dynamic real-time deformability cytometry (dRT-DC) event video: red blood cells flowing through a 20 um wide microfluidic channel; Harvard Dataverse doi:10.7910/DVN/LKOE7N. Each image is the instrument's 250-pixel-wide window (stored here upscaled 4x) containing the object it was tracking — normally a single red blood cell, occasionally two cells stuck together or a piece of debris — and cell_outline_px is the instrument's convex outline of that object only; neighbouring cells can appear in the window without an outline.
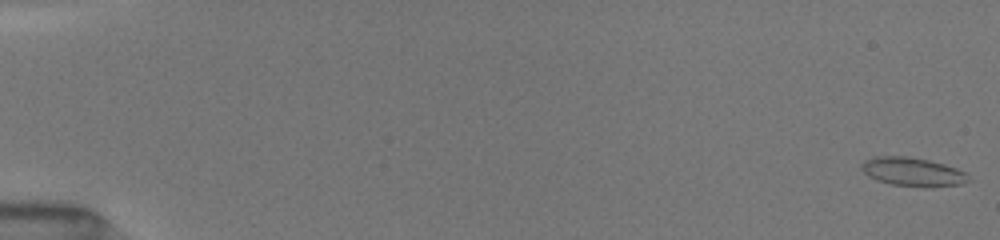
{"species": "common noctule bat (a hibernating species)", "species_latin": "Nyctalus noctula", "temperature_condition": "room temperature", "stored_images_in_passage": 113, "camera_frame_rate_fps": 3000, "um_per_image_px": 0.085, "animal": {"sex": "female", "body_mass_g": 19.5, "forearm_length_mm": 54.1}, "frame": {"image": 1, "passage_image": 1, "time_ms": 0.0, "image_size_px": [1000, 240], "cell_outline_px": [[972, 180], [960, 184], [928, 188], [924, 188], [892, 184], [876, 180], [868, 176], [860, 168], [868, 160], [876, 156], [904, 156], [928, 160], [944, 164], [956, 168], [964, 172]], "centroid_in_image_um": [77.62, 14.63], "position_along_channel_um": 7.4, "area_um2": 17.8}}
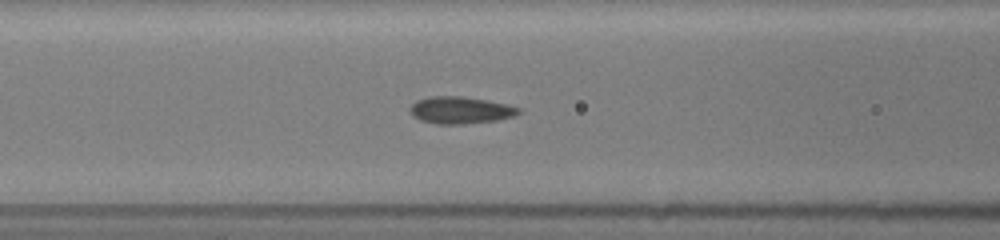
{"frame": {"image": 2, "passage_image": 55, "time_ms": 7.333, "image_size_px": [1000, 240], "cell_outline_px": [[520, 112], [512, 116], [496, 120], [464, 124], [436, 124], [420, 120], [412, 116], [408, 108], [416, 100], [432, 96], [460, 96], [484, 100], [504, 104], [520, 108]], "centroid_in_image_um": [39.05, 9.37], "position_along_channel_um": 127.5, "area_um2": 16.94}}
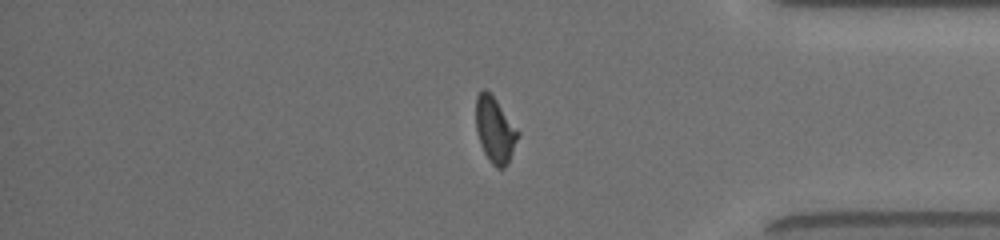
{"frame": {"image": 3, "passage_image": 89, "time_ms": 14.333, "image_size_px": [1000, 240], "cell_outline_px": [[520, 132], [508, 164], [504, 168], [496, 168], [488, 160], [480, 144], [476, 132], [476, 96], [484, 88], [496, 100]], "centroid_in_image_um": [42.06, 11.07], "position_along_channel_um": 393.1, "area_um2": 16.01}, "authors_computed_cell_mechanics": {"area_um2": 16.5308, "velocity_mm_per_s": 4.0493, "shape_relaxation_time_tau1_ms": 3.1511, "shape_relaxation_time_tau2_ms": 1.1137, "deformation_change_tau1": 0.1118, "deformation_change_tau2": 0.053}}